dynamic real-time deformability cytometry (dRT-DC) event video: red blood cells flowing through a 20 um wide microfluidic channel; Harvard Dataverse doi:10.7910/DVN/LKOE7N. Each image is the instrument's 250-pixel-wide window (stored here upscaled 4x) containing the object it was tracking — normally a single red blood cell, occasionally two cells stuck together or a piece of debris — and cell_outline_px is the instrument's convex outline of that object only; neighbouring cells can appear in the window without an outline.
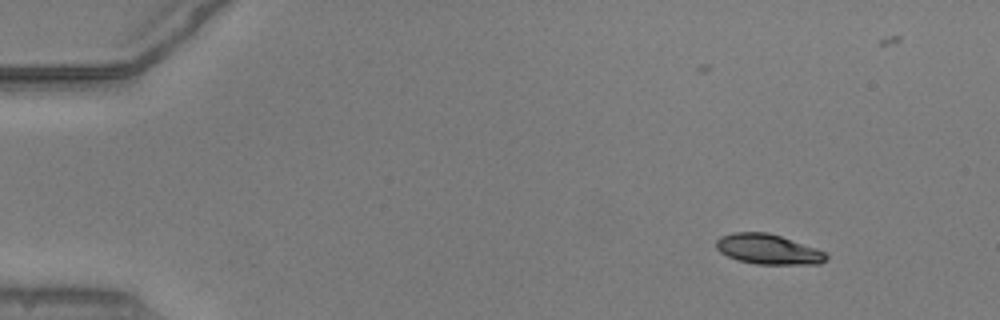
{"species": "common noctule bat (a hibernating species)", "species_latin": "Nyctalus noctula", "temperature_condition": "warm", "stored_images_in_passage": 7, "camera_frame_rate_fps": 3000, "um_per_image_px": 0.085, "animal": {"sex": "male", "body_mass_g": 20.5, "forearm_length_mm": 52.5}, "frame": {"image": 1, "passage_image": 1, "time_ms": 0.0, "image_size_px": [1000, 320], "cell_outline_px": [[828, 256], [820, 264], [756, 264], [736, 260], [720, 252], [716, 248], [716, 240], [720, 236], [732, 232], [768, 232], [828, 252]], "centroid_in_image_um": [65.28, 21.18], "position_along_channel_um": 19.7, "area_um2": 19.36}}